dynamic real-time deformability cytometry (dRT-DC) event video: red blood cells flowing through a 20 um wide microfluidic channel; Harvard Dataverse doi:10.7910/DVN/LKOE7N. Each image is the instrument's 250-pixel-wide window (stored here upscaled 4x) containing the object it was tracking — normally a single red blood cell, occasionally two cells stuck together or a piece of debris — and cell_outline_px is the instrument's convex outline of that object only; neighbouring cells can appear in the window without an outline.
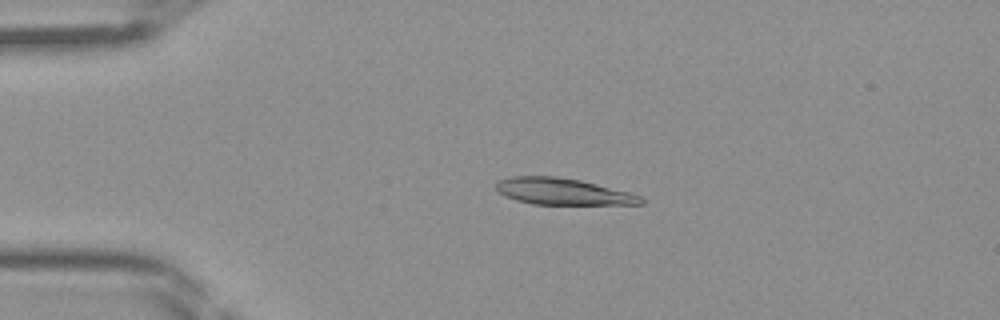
{"species": "Egyptian fruit bat (a non-hibernating species)", "species_latin": "Rousettus aegyptiacus", "temperature_condition": "room temperature", "stored_images_in_passage": 45, "camera_frame_rate_fps": 3000, "um_per_image_px": 0.085, "frame": {"image": 1, "passage_image": 10, "time_ms": 3.0, "image_size_px": [1000, 320], "cell_outline_px": [[644, 204], [532, 204], [516, 200], [504, 196], [496, 188], [496, 184], [500, 180], [512, 176], [556, 176], [580, 180], [628, 192], [640, 196], [644, 200]], "centroid_in_image_um": [47.81, 16.28], "position_along_channel_um": 37.2, "area_um2": 22.14}}
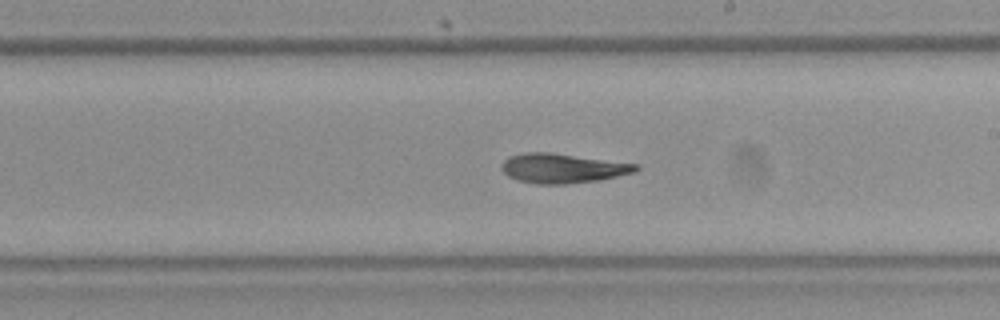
{"frame": {"image": 2, "passage_image": 26, "time_ms": 8.333, "image_size_px": [1000, 320], "cell_outline_px": [[640, 168], [636, 172], [600, 180], [564, 184], [536, 184], [516, 180], [508, 176], [500, 168], [500, 164], [508, 156], [524, 152], [552, 152], [640, 164]], "centroid_in_image_um": [47.82, 14.29], "position_along_channel_um": 241.2, "area_um2": 23.52}}
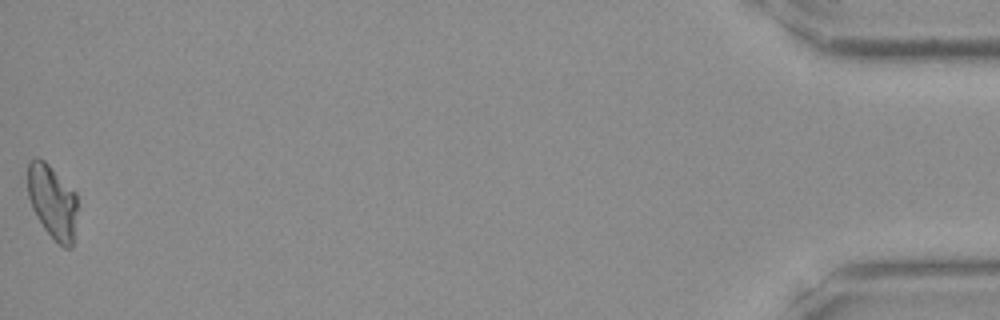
{"frame": {"image": 3, "passage_image": 45, "time_ms": 14.667, "image_size_px": [1000, 320], "cell_outline_px": [[76, 208], [72, 248], [64, 248], [44, 228], [32, 208], [28, 196], [28, 160], [36, 156], [44, 160], [76, 192]], "centroid_in_image_um": [4.43, 17.1], "position_along_channel_um": 430.8, "area_um2": 21.1}}